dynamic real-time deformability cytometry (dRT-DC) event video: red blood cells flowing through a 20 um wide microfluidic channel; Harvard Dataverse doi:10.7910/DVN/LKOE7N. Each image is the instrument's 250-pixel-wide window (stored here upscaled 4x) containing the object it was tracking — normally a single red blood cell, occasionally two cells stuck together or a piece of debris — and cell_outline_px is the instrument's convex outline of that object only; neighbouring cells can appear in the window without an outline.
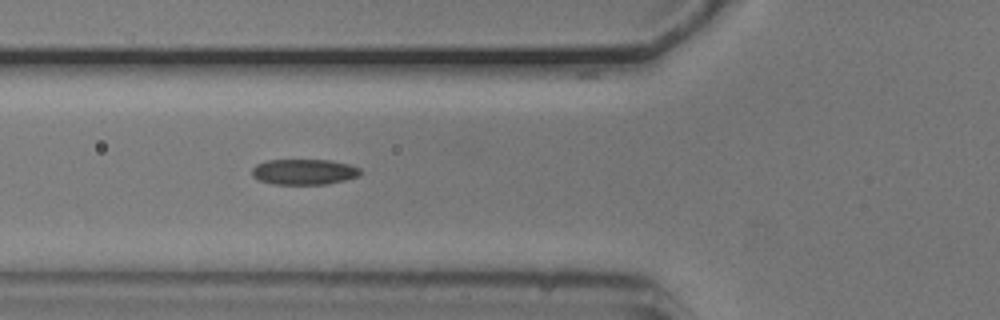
{"species": "common noctule bat (a hibernating species)", "species_latin": "Nyctalus noctula", "temperature_condition": "cold", "stored_images_in_passage": 15, "camera_frame_rate_fps": 3000, "um_per_image_px": 0.085, "animal": {"sex": "male", "body_mass_g": 20.5, "forearm_length_mm": 52.5}, "frame": {"image": 1, "passage_image": 2, "time_ms": 0.333, "image_size_px": [1000, 320], "cell_outline_px": [[364, 172], [360, 176], [328, 184], [272, 184], [260, 180], [252, 176], [252, 168], [256, 164], [268, 160], [332, 160], [348, 164], [360, 168]], "centroid_in_image_um": [25.88, 14.6], "position_along_channel_um": 99.9, "area_um2": 16.3}}
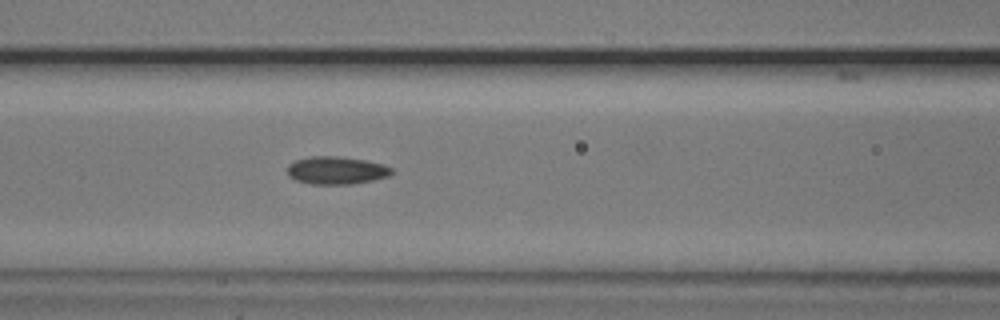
{"frame": {"image": 2, "passage_image": 5, "time_ms": 1.333, "image_size_px": [1000, 320], "cell_outline_px": [[392, 172], [388, 176], [372, 180], [352, 184], [312, 184], [296, 180], [288, 176], [288, 164], [296, 160], [312, 156], [336, 156], [364, 160], [384, 164], [392, 168]], "centroid_in_image_um": [28.58, 14.48], "position_along_channel_um": 138.0, "area_um2": 16.76}}